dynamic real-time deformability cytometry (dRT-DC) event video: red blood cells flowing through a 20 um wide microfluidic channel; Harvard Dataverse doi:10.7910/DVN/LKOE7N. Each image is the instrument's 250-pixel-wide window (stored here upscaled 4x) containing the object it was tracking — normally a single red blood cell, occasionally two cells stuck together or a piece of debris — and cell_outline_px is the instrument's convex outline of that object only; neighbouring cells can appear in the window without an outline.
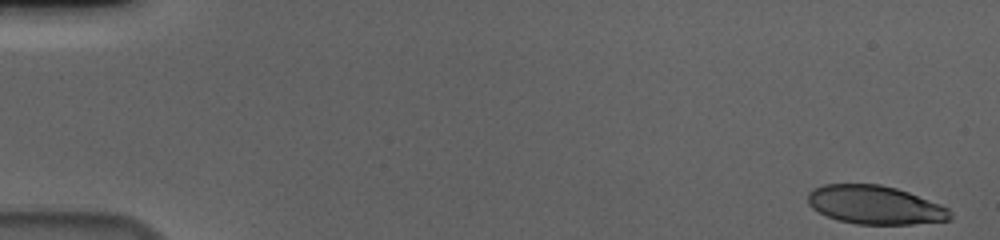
{"species": "human", "species_latin": "Homo sapiens", "temperature_condition": "cold", "stored_images_in_passage": 56, "camera_frame_rate_fps": 3000, "um_per_image_px": 0.085, "donor": {"sex": "male"}, "frame": {"image": 1, "passage_image": 1, "time_ms": 0.0, "image_size_px": [1000, 240], "cell_outline_px": [[952, 220], [912, 224], [856, 224], [836, 220], [812, 208], [808, 204], [808, 192], [812, 188], [824, 184], [880, 184], [896, 188], [908, 192], [940, 204], [948, 208], [952, 212]], "centroid_in_image_um": [74.38, 17.42], "position_along_channel_um": 10.6, "area_um2": 32.14}}
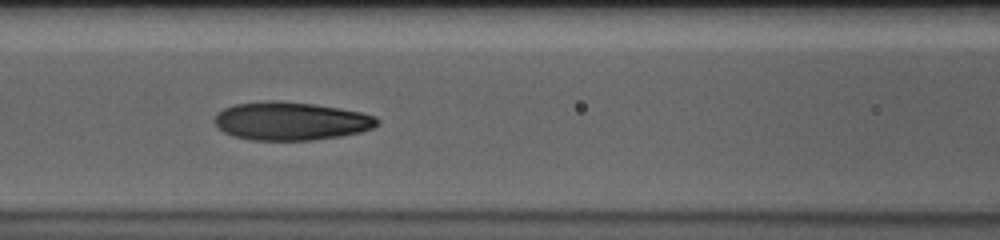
{"frame": {"image": 2, "passage_image": 25, "time_ms": 8.0, "image_size_px": [1000, 240], "cell_outline_px": [[380, 120], [372, 128], [360, 132], [340, 136], [312, 140], [252, 140], [232, 136], [224, 132], [212, 120], [216, 112], [232, 104], [268, 100], [276, 100], [312, 104], [340, 108], [360, 112], [376, 116]], "centroid_in_image_um": [24.68, 10.28], "position_along_channel_um": 141.9, "area_um2": 36.41}}
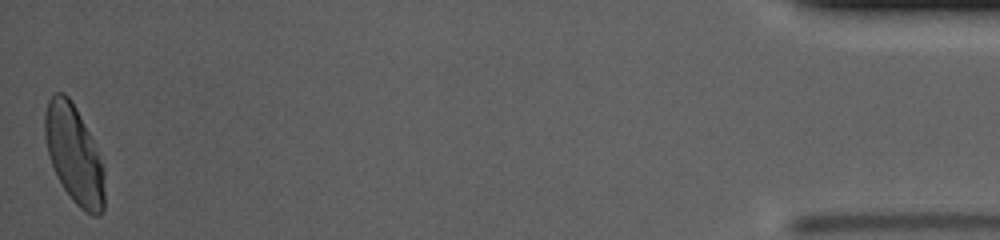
{"frame": {"image": 3, "passage_image": 56, "time_ms": 18.333, "image_size_px": [1000, 240], "cell_outline_px": [[104, 212], [100, 216], [92, 216], [84, 212], [72, 200], [56, 176], [48, 152], [44, 136], [44, 112], [48, 100], [56, 92], [64, 92], [68, 96], [76, 108], [92, 140], [104, 168]], "centroid_in_image_um": [6.29, 13.16], "position_along_channel_um": 428.9, "area_um2": 34.04}, "authors_computed_cell_mechanics": {"area_um2": 34.9979, "velocity_mm_per_s": 3.6364, "shape_relaxation_time_tau1_ms": 5.9791, "shape_relaxation_time_tau2_ms": 1.3913, "deformation_change_tau1": 0.1993, "deformation_change_tau2": 0.0716}}